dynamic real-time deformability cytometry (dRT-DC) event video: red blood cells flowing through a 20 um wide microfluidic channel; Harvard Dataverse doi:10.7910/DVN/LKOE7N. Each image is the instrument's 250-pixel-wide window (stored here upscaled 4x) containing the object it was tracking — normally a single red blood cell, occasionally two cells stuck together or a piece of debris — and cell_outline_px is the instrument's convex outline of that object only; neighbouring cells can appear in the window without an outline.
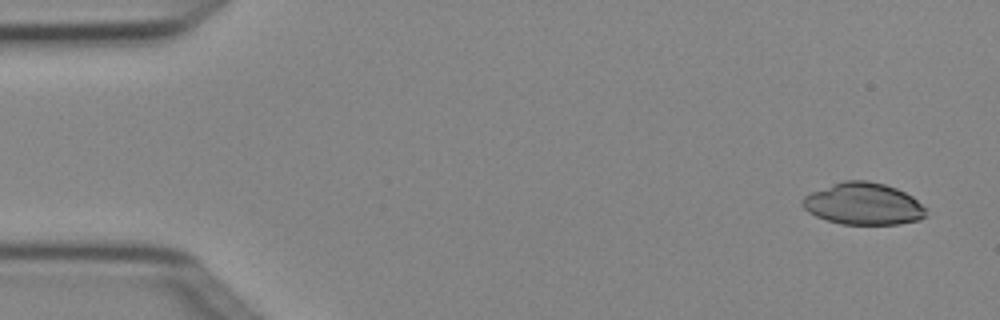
{"species": "Egyptian fruit bat (a non-hibernating species)", "species_latin": "Rousettus aegyptiacus", "temperature_condition": "cold", "stored_images_in_passage": 4, "camera_frame_rate_fps": 3000, "um_per_image_px": 0.085, "animal": {"sex": "female"}, "frame": {"image": 1, "passage_image": 1, "time_ms": 0.0, "image_size_px": [1000, 320], "cell_outline_px": [[924, 216], [920, 220], [900, 224], [840, 224], [816, 216], [808, 212], [800, 204], [800, 200], [804, 196], [812, 192], [832, 184], [844, 180], [868, 180], [884, 184], [896, 188], [912, 196], [924, 208]], "centroid_in_image_um": [73.34, 17.32], "position_along_channel_um": 11.7, "area_um2": 30.06}}
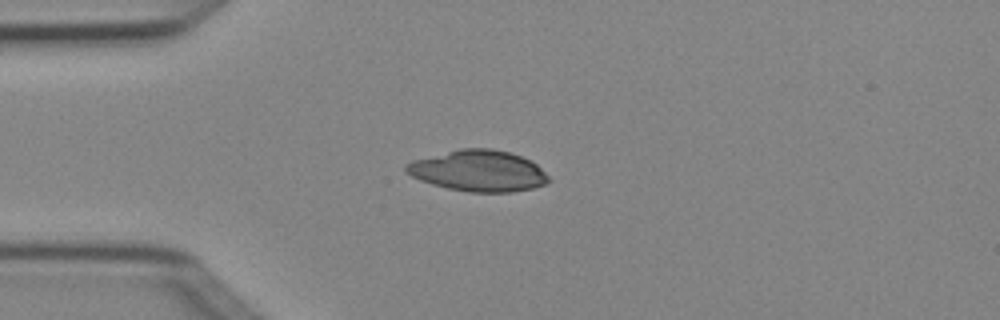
{"frame": {"image": 2, "passage_image": 4, "time_ms": 1.0, "image_size_px": [1000, 320], "cell_outline_px": [[552, 180], [544, 184], [532, 188], [512, 192], [468, 192], [448, 188], [432, 184], [420, 180], [404, 172], [404, 164], [412, 160], [460, 148], [492, 148], [512, 152], [532, 160]], "centroid_in_image_um": [40.65, 14.51], "position_along_channel_um": 44.3, "area_um2": 34.45}}